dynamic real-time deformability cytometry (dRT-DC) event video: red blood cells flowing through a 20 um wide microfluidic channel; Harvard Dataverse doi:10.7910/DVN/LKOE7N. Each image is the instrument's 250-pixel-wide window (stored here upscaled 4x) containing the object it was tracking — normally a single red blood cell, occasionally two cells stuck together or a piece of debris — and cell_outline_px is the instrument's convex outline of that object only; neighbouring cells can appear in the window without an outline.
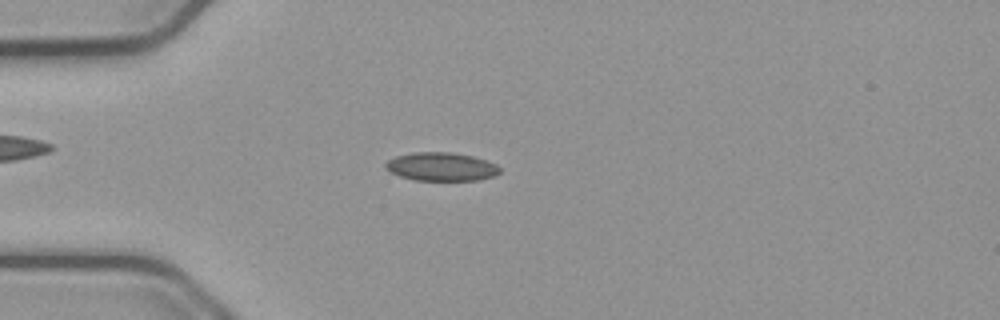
{"species": "common noctule bat (a hibernating species)", "species_latin": "Nyctalus noctula", "temperature_condition": "cold", "stored_images_in_passage": 54, "camera_frame_rate_fps": 3000, "um_per_image_px": 0.085, "animal": {"sex": "male", "body_mass_g": 23.1, "forearm_length_mm": 52.7}, "frame": {"image": 1, "passage_image": 14, "time_ms": 4.333, "image_size_px": [1000, 320], "cell_outline_px": [[500, 172], [496, 176], [476, 180], [416, 180], [400, 176], [384, 168], [384, 164], [388, 160], [396, 156], [412, 152], [452, 152], [472, 156], [496, 164], [500, 168]], "centroid_in_image_um": [37.5, 14.16], "position_along_channel_um": 47.5, "area_um2": 18.9}}
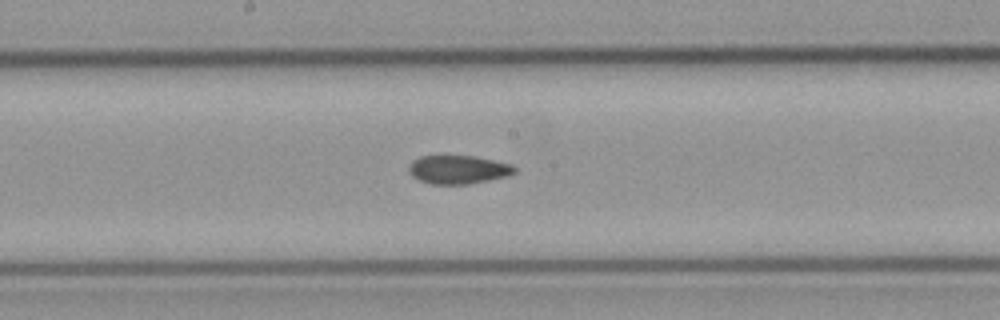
{"frame": {"image": 2, "passage_image": 28, "time_ms": 9.0, "image_size_px": [1000, 320], "cell_outline_px": [[516, 172], [508, 176], [468, 184], [432, 184], [420, 180], [412, 176], [408, 172], [408, 164], [412, 160], [420, 156], [476, 156], [512, 164], [516, 168]], "centroid_in_image_um": [38.94, 14.41], "position_along_channel_um": 209.3, "area_um2": 17.69}}
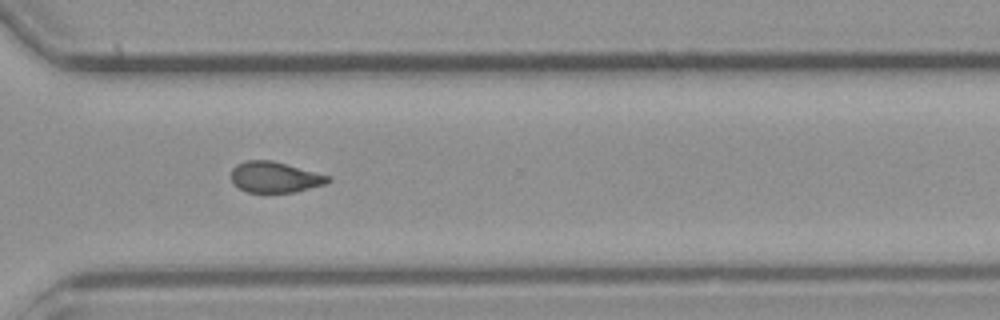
{"frame": {"image": 3, "passage_image": 39, "time_ms": 12.667, "image_size_px": [1000, 320], "cell_outline_px": [[332, 180], [328, 184], [296, 192], [248, 192], [232, 184], [232, 168], [236, 164], [248, 160], [272, 160], [332, 176]], "centroid_in_image_um": [23.42, 15.06], "position_along_channel_um": 347.2, "area_um2": 17.63}, "authors_computed_cell_mechanics": {"area_um2": 18.1492, "velocity_mm_per_s": 3.7817, "shape_relaxation_time_tau1_ms": null, "shape_relaxation_time_tau2_ms": 2.2048, "deformation_change_tau1": null, "deformation_change_tau2": 0.0599}}